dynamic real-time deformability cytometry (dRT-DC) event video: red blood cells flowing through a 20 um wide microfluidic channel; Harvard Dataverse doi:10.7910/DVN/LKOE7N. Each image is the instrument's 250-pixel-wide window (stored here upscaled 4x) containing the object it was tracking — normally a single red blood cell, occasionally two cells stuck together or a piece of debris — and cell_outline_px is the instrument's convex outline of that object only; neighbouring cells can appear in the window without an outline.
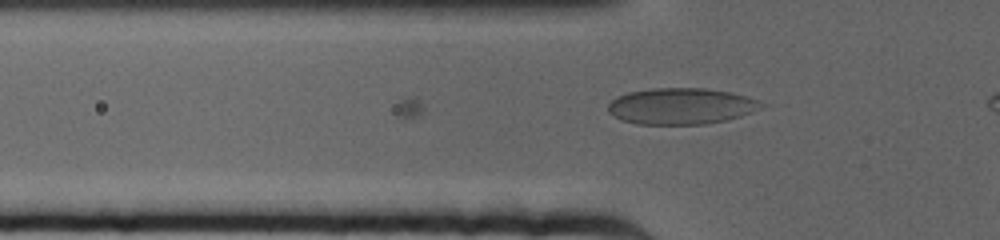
{"species": "human", "species_latin": "Homo sapiens", "temperature_condition": "cold", "stored_images_in_passage": 5, "camera_frame_rate_fps": 3000, "um_per_image_px": 0.085, "donor": {"sex": "female"}, "frame": {"image": 1, "passage_image": 5, "time_ms": 1.333, "image_size_px": [1000, 240], "cell_outline_px": [[768, 104], [752, 112], [740, 116], [708, 124], [636, 124], [620, 120], [608, 112], [608, 104], [616, 96], [628, 92], [656, 88], [704, 88], [732, 92], [760, 100]], "centroid_in_image_um": [57.9, 9.02], "position_along_channel_um": 67.9, "area_um2": 32.6}}